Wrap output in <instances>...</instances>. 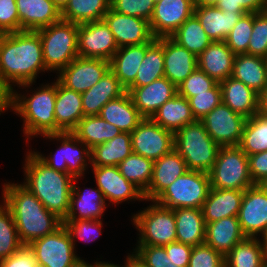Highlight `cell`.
<instances>
[{
	"label": "cell",
	"instance_id": "cell-62",
	"mask_svg": "<svg viewBox=\"0 0 267 267\" xmlns=\"http://www.w3.org/2000/svg\"><path fill=\"white\" fill-rule=\"evenodd\" d=\"M219 0H193L194 6H216Z\"/></svg>",
	"mask_w": 267,
	"mask_h": 267
},
{
	"label": "cell",
	"instance_id": "cell-54",
	"mask_svg": "<svg viewBox=\"0 0 267 267\" xmlns=\"http://www.w3.org/2000/svg\"><path fill=\"white\" fill-rule=\"evenodd\" d=\"M216 7L230 13H257L267 10V0H219Z\"/></svg>",
	"mask_w": 267,
	"mask_h": 267
},
{
	"label": "cell",
	"instance_id": "cell-35",
	"mask_svg": "<svg viewBox=\"0 0 267 267\" xmlns=\"http://www.w3.org/2000/svg\"><path fill=\"white\" fill-rule=\"evenodd\" d=\"M99 116L126 133H131L144 119L128 92L106 103L101 108Z\"/></svg>",
	"mask_w": 267,
	"mask_h": 267
},
{
	"label": "cell",
	"instance_id": "cell-5",
	"mask_svg": "<svg viewBox=\"0 0 267 267\" xmlns=\"http://www.w3.org/2000/svg\"><path fill=\"white\" fill-rule=\"evenodd\" d=\"M219 148L200 120L187 124L174 133V149L184 159L188 170L209 173Z\"/></svg>",
	"mask_w": 267,
	"mask_h": 267
},
{
	"label": "cell",
	"instance_id": "cell-21",
	"mask_svg": "<svg viewBox=\"0 0 267 267\" xmlns=\"http://www.w3.org/2000/svg\"><path fill=\"white\" fill-rule=\"evenodd\" d=\"M19 31H37L61 20V10L51 0H16Z\"/></svg>",
	"mask_w": 267,
	"mask_h": 267
},
{
	"label": "cell",
	"instance_id": "cell-37",
	"mask_svg": "<svg viewBox=\"0 0 267 267\" xmlns=\"http://www.w3.org/2000/svg\"><path fill=\"white\" fill-rule=\"evenodd\" d=\"M225 267H266L267 250L257 237H246L224 257Z\"/></svg>",
	"mask_w": 267,
	"mask_h": 267
},
{
	"label": "cell",
	"instance_id": "cell-68",
	"mask_svg": "<svg viewBox=\"0 0 267 267\" xmlns=\"http://www.w3.org/2000/svg\"><path fill=\"white\" fill-rule=\"evenodd\" d=\"M4 33L0 30V41H1V38L3 37Z\"/></svg>",
	"mask_w": 267,
	"mask_h": 267
},
{
	"label": "cell",
	"instance_id": "cell-29",
	"mask_svg": "<svg viewBox=\"0 0 267 267\" xmlns=\"http://www.w3.org/2000/svg\"><path fill=\"white\" fill-rule=\"evenodd\" d=\"M247 12H224L216 6H195L194 15L212 41H225L228 34Z\"/></svg>",
	"mask_w": 267,
	"mask_h": 267
},
{
	"label": "cell",
	"instance_id": "cell-19",
	"mask_svg": "<svg viewBox=\"0 0 267 267\" xmlns=\"http://www.w3.org/2000/svg\"><path fill=\"white\" fill-rule=\"evenodd\" d=\"M97 188H99L105 200L112 204L134 200H145L143 192L128 181L121 173L118 166H92Z\"/></svg>",
	"mask_w": 267,
	"mask_h": 267
},
{
	"label": "cell",
	"instance_id": "cell-11",
	"mask_svg": "<svg viewBox=\"0 0 267 267\" xmlns=\"http://www.w3.org/2000/svg\"><path fill=\"white\" fill-rule=\"evenodd\" d=\"M28 246L41 267H70L79 258L63 224L53 233L34 240Z\"/></svg>",
	"mask_w": 267,
	"mask_h": 267
},
{
	"label": "cell",
	"instance_id": "cell-52",
	"mask_svg": "<svg viewBox=\"0 0 267 267\" xmlns=\"http://www.w3.org/2000/svg\"><path fill=\"white\" fill-rule=\"evenodd\" d=\"M155 2V0H110V8L120 14L150 21Z\"/></svg>",
	"mask_w": 267,
	"mask_h": 267
},
{
	"label": "cell",
	"instance_id": "cell-63",
	"mask_svg": "<svg viewBox=\"0 0 267 267\" xmlns=\"http://www.w3.org/2000/svg\"><path fill=\"white\" fill-rule=\"evenodd\" d=\"M126 265L124 266H118L117 264H113V263H108V262H98V267H130V255L128 254L127 259H126Z\"/></svg>",
	"mask_w": 267,
	"mask_h": 267
},
{
	"label": "cell",
	"instance_id": "cell-38",
	"mask_svg": "<svg viewBox=\"0 0 267 267\" xmlns=\"http://www.w3.org/2000/svg\"><path fill=\"white\" fill-rule=\"evenodd\" d=\"M133 152L131 134L121 132L113 139L91 149V166H118Z\"/></svg>",
	"mask_w": 267,
	"mask_h": 267
},
{
	"label": "cell",
	"instance_id": "cell-26",
	"mask_svg": "<svg viewBox=\"0 0 267 267\" xmlns=\"http://www.w3.org/2000/svg\"><path fill=\"white\" fill-rule=\"evenodd\" d=\"M126 93L118 78L109 69L89 90L81 94L84 116L99 115L101 108Z\"/></svg>",
	"mask_w": 267,
	"mask_h": 267
},
{
	"label": "cell",
	"instance_id": "cell-50",
	"mask_svg": "<svg viewBox=\"0 0 267 267\" xmlns=\"http://www.w3.org/2000/svg\"><path fill=\"white\" fill-rule=\"evenodd\" d=\"M217 82L198 67L177 87V93L186 99L207 93Z\"/></svg>",
	"mask_w": 267,
	"mask_h": 267
},
{
	"label": "cell",
	"instance_id": "cell-8",
	"mask_svg": "<svg viewBox=\"0 0 267 267\" xmlns=\"http://www.w3.org/2000/svg\"><path fill=\"white\" fill-rule=\"evenodd\" d=\"M210 189L209 173L188 170L167 186L154 201L171 209H202Z\"/></svg>",
	"mask_w": 267,
	"mask_h": 267
},
{
	"label": "cell",
	"instance_id": "cell-9",
	"mask_svg": "<svg viewBox=\"0 0 267 267\" xmlns=\"http://www.w3.org/2000/svg\"><path fill=\"white\" fill-rule=\"evenodd\" d=\"M152 205L132 217L138 229V245L164 246L176 241V221L174 210L166 208L154 200Z\"/></svg>",
	"mask_w": 267,
	"mask_h": 267
},
{
	"label": "cell",
	"instance_id": "cell-42",
	"mask_svg": "<svg viewBox=\"0 0 267 267\" xmlns=\"http://www.w3.org/2000/svg\"><path fill=\"white\" fill-rule=\"evenodd\" d=\"M170 38L197 57L213 42L194 14Z\"/></svg>",
	"mask_w": 267,
	"mask_h": 267
},
{
	"label": "cell",
	"instance_id": "cell-59",
	"mask_svg": "<svg viewBox=\"0 0 267 267\" xmlns=\"http://www.w3.org/2000/svg\"><path fill=\"white\" fill-rule=\"evenodd\" d=\"M10 108V92L0 81V112ZM0 113V115H1Z\"/></svg>",
	"mask_w": 267,
	"mask_h": 267
},
{
	"label": "cell",
	"instance_id": "cell-48",
	"mask_svg": "<svg viewBox=\"0 0 267 267\" xmlns=\"http://www.w3.org/2000/svg\"><path fill=\"white\" fill-rule=\"evenodd\" d=\"M247 54L267 59V10L253 13V28Z\"/></svg>",
	"mask_w": 267,
	"mask_h": 267
},
{
	"label": "cell",
	"instance_id": "cell-56",
	"mask_svg": "<svg viewBox=\"0 0 267 267\" xmlns=\"http://www.w3.org/2000/svg\"><path fill=\"white\" fill-rule=\"evenodd\" d=\"M37 260L28 245H23L8 258L0 260V267H36Z\"/></svg>",
	"mask_w": 267,
	"mask_h": 267
},
{
	"label": "cell",
	"instance_id": "cell-43",
	"mask_svg": "<svg viewBox=\"0 0 267 267\" xmlns=\"http://www.w3.org/2000/svg\"><path fill=\"white\" fill-rule=\"evenodd\" d=\"M246 155L267 151V117L257 113L247 118L238 145Z\"/></svg>",
	"mask_w": 267,
	"mask_h": 267
},
{
	"label": "cell",
	"instance_id": "cell-53",
	"mask_svg": "<svg viewBox=\"0 0 267 267\" xmlns=\"http://www.w3.org/2000/svg\"><path fill=\"white\" fill-rule=\"evenodd\" d=\"M188 267H225L224 256L206 243L192 248Z\"/></svg>",
	"mask_w": 267,
	"mask_h": 267
},
{
	"label": "cell",
	"instance_id": "cell-39",
	"mask_svg": "<svg viewBox=\"0 0 267 267\" xmlns=\"http://www.w3.org/2000/svg\"><path fill=\"white\" fill-rule=\"evenodd\" d=\"M122 131L99 115L84 116L72 133L90 149L118 136Z\"/></svg>",
	"mask_w": 267,
	"mask_h": 267
},
{
	"label": "cell",
	"instance_id": "cell-65",
	"mask_svg": "<svg viewBox=\"0 0 267 267\" xmlns=\"http://www.w3.org/2000/svg\"><path fill=\"white\" fill-rule=\"evenodd\" d=\"M262 244L265 246V249L267 250V228L265 230V232L262 234Z\"/></svg>",
	"mask_w": 267,
	"mask_h": 267
},
{
	"label": "cell",
	"instance_id": "cell-4",
	"mask_svg": "<svg viewBox=\"0 0 267 267\" xmlns=\"http://www.w3.org/2000/svg\"><path fill=\"white\" fill-rule=\"evenodd\" d=\"M10 92V108L23 118V132L26 139L33 136L56 134L54 106L56 101V82L45 84L32 92L31 96ZM28 137V138H27Z\"/></svg>",
	"mask_w": 267,
	"mask_h": 267
},
{
	"label": "cell",
	"instance_id": "cell-16",
	"mask_svg": "<svg viewBox=\"0 0 267 267\" xmlns=\"http://www.w3.org/2000/svg\"><path fill=\"white\" fill-rule=\"evenodd\" d=\"M193 0H158L149 26L154 38L170 37L194 14Z\"/></svg>",
	"mask_w": 267,
	"mask_h": 267
},
{
	"label": "cell",
	"instance_id": "cell-27",
	"mask_svg": "<svg viewBox=\"0 0 267 267\" xmlns=\"http://www.w3.org/2000/svg\"><path fill=\"white\" fill-rule=\"evenodd\" d=\"M77 179L80 177L73 180L70 206L65 220L100 219L107 207L102 191L99 188L80 191L75 185Z\"/></svg>",
	"mask_w": 267,
	"mask_h": 267
},
{
	"label": "cell",
	"instance_id": "cell-57",
	"mask_svg": "<svg viewBox=\"0 0 267 267\" xmlns=\"http://www.w3.org/2000/svg\"><path fill=\"white\" fill-rule=\"evenodd\" d=\"M249 173L254 184L267 178V151L248 155Z\"/></svg>",
	"mask_w": 267,
	"mask_h": 267
},
{
	"label": "cell",
	"instance_id": "cell-31",
	"mask_svg": "<svg viewBox=\"0 0 267 267\" xmlns=\"http://www.w3.org/2000/svg\"><path fill=\"white\" fill-rule=\"evenodd\" d=\"M244 191L211 188L202 211L205 223L238 216Z\"/></svg>",
	"mask_w": 267,
	"mask_h": 267
},
{
	"label": "cell",
	"instance_id": "cell-24",
	"mask_svg": "<svg viewBox=\"0 0 267 267\" xmlns=\"http://www.w3.org/2000/svg\"><path fill=\"white\" fill-rule=\"evenodd\" d=\"M164 77L178 87L197 67V56L163 37Z\"/></svg>",
	"mask_w": 267,
	"mask_h": 267
},
{
	"label": "cell",
	"instance_id": "cell-45",
	"mask_svg": "<svg viewBox=\"0 0 267 267\" xmlns=\"http://www.w3.org/2000/svg\"><path fill=\"white\" fill-rule=\"evenodd\" d=\"M2 204H0V260L8 258L23 246L10 209Z\"/></svg>",
	"mask_w": 267,
	"mask_h": 267
},
{
	"label": "cell",
	"instance_id": "cell-23",
	"mask_svg": "<svg viewBox=\"0 0 267 267\" xmlns=\"http://www.w3.org/2000/svg\"><path fill=\"white\" fill-rule=\"evenodd\" d=\"M54 115L56 134L72 132L84 117L81 94L65 87L58 79Z\"/></svg>",
	"mask_w": 267,
	"mask_h": 267
},
{
	"label": "cell",
	"instance_id": "cell-10",
	"mask_svg": "<svg viewBox=\"0 0 267 267\" xmlns=\"http://www.w3.org/2000/svg\"><path fill=\"white\" fill-rule=\"evenodd\" d=\"M43 137L50 140H61V146L54 155L51 153L48 157L33 151L42 162L50 168L68 173L74 178L84 175L86 168H88L87 164H89L87 161H91V149L87 145L81 142L72 132L47 134Z\"/></svg>",
	"mask_w": 267,
	"mask_h": 267
},
{
	"label": "cell",
	"instance_id": "cell-49",
	"mask_svg": "<svg viewBox=\"0 0 267 267\" xmlns=\"http://www.w3.org/2000/svg\"><path fill=\"white\" fill-rule=\"evenodd\" d=\"M63 225L71 236L74 249L77 238L86 243L95 241L101 234V229L103 227L101 219L64 220Z\"/></svg>",
	"mask_w": 267,
	"mask_h": 267
},
{
	"label": "cell",
	"instance_id": "cell-1",
	"mask_svg": "<svg viewBox=\"0 0 267 267\" xmlns=\"http://www.w3.org/2000/svg\"><path fill=\"white\" fill-rule=\"evenodd\" d=\"M48 71L44 65L42 44L36 31L5 33L0 41V81L11 92L30 87L38 74ZM13 83V84H12Z\"/></svg>",
	"mask_w": 267,
	"mask_h": 267
},
{
	"label": "cell",
	"instance_id": "cell-33",
	"mask_svg": "<svg viewBox=\"0 0 267 267\" xmlns=\"http://www.w3.org/2000/svg\"><path fill=\"white\" fill-rule=\"evenodd\" d=\"M176 221V241L195 247L205 243L206 223L200 208L173 209Z\"/></svg>",
	"mask_w": 267,
	"mask_h": 267
},
{
	"label": "cell",
	"instance_id": "cell-14",
	"mask_svg": "<svg viewBox=\"0 0 267 267\" xmlns=\"http://www.w3.org/2000/svg\"><path fill=\"white\" fill-rule=\"evenodd\" d=\"M118 48L113 33L103 20L78 24L79 57L110 61Z\"/></svg>",
	"mask_w": 267,
	"mask_h": 267
},
{
	"label": "cell",
	"instance_id": "cell-15",
	"mask_svg": "<svg viewBox=\"0 0 267 267\" xmlns=\"http://www.w3.org/2000/svg\"><path fill=\"white\" fill-rule=\"evenodd\" d=\"M109 69L107 60L77 57L59 72L57 79L65 87L82 94L100 81Z\"/></svg>",
	"mask_w": 267,
	"mask_h": 267
},
{
	"label": "cell",
	"instance_id": "cell-46",
	"mask_svg": "<svg viewBox=\"0 0 267 267\" xmlns=\"http://www.w3.org/2000/svg\"><path fill=\"white\" fill-rule=\"evenodd\" d=\"M253 28V13L241 16L228 34L225 42L235 55L247 54Z\"/></svg>",
	"mask_w": 267,
	"mask_h": 267
},
{
	"label": "cell",
	"instance_id": "cell-17",
	"mask_svg": "<svg viewBox=\"0 0 267 267\" xmlns=\"http://www.w3.org/2000/svg\"><path fill=\"white\" fill-rule=\"evenodd\" d=\"M241 229L246 237H257L267 228V194L255 184L244 191L238 214Z\"/></svg>",
	"mask_w": 267,
	"mask_h": 267
},
{
	"label": "cell",
	"instance_id": "cell-2",
	"mask_svg": "<svg viewBox=\"0 0 267 267\" xmlns=\"http://www.w3.org/2000/svg\"><path fill=\"white\" fill-rule=\"evenodd\" d=\"M2 189V202L12 213L23 245H29L34 240L53 233L63 224L22 184L8 182L4 183Z\"/></svg>",
	"mask_w": 267,
	"mask_h": 267
},
{
	"label": "cell",
	"instance_id": "cell-30",
	"mask_svg": "<svg viewBox=\"0 0 267 267\" xmlns=\"http://www.w3.org/2000/svg\"><path fill=\"white\" fill-rule=\"evenodd\" d=\"M222 91V102L246 118L259 113V97L254 90L242 81L228 77L219 83Z\"/></svg>",
	"mask_w": 267,
	"mask_h": 267
},
{
	"label": "cell",
	"instance_id": "cell-6",
	"mask_svg": "<svg viewBox=\"0 0 267 267\" xmlns=\"http://www.w3.org/2000/svg\"><path fill=\"white\" fill-rule=\"evenodd\" d=\"M41 39L44 65L59 73L78 55V24L60 20L36 31Z\"/></svg>",
	"mask_w": 267,
	"mask_h": 267
},
{
	"label": "cell",
	"instance_id": "cell-18",
	"mask_svg": "<svg viewBox=\"0 0 267 267\" xmlns=\"http://www.w3.org/2000/svg\"><path fill=\"white\" fill-rule=\"evenodd\" d=\"M102 20L113 33L119 48L141 45L154 38L149 21L143 18L120 14L109 8Z\"/></svg>",
	"mask_w": 267,
	"mask_h": 267
},
{
	"label": "cell",
	"instance_id": "cell-41",
	"mask_svg": "<svg viewBox=\"0 0 267 267\" xmlns=\"http://www.w3.org/2000/svg\"><path fill=\"white\" fill-rule=\"evenodd\" d=\"M109 8L110 0H69L61 19L76 24L101 21Z\"/></svg>",
	"mask_w": 267,
	"mask_h": 267
},
{
	"label": "cell",
	"instance_id": "cell-40",
	"mask_svg": "<svg viewBox=\"0 0 267 267\" xmlns=\"http://www.w3.org/2000/svg\"><path fill=\"white\" fill-rule=\"evenodd\" d=\"M161 77H164L163 37L148 42V49L130 87L146 86Z\"/></svg>",
	"mask_w": 267,
	"mask_h": 267
},
{
	"label": "cell",
	"instance_id": "cell-51",
	"mask_svg": "<svg viewBox=\"0 0 267 267\" xmlns=\"http://www.w3.org/2000/svg\"><path fill=\"white\" fill-rule=\"evenodd\" d=\"M188 101L193 116L196 120H200L222 102L221 86L217 83L212 89L208 90L207 93L192 96Z\"/></svg>",
	"mask_w": 267,
	"mask_h": 267
},
{
	"label": "cell",
	"instance_id": "cell-25",
	"mask_svg": "<svg viewBox=\"0 0 267 267\" xmlns=\"http://www.w3.org/2000/svg\"><path fill=\"white\" fill-rule=\"evenodd\" d=\"M236 55L225 41H213L198 57V68L220 83L231 77Z\"/></svg>",
	"mask_w": 267,
	"mask_h": 267
},
{
	"label": "cell",
	"instance_id": "cell-32",
	"mask_svg": "<svg viewBox=\"0 0 267 267\" xmlns=\"http://www.w3.org/2000/svg\"><path fill=\"white\" fill-rule=\"evenodd\" d=\"M231 77L260 95L267 87V59L248 54L236 55Z\"/></svg>",
	"mask_w": 267,
	"mask_h": 267
},
{
	"label": "cell",
	"instance_id": "cell-22",
	"mask_svg": "<svg viewBox=\"0 0 267 267\" xmlns=\"http://www.w3.org/2000/svg\"><path fill=\"white\" fill-rule=\"evenodd\" d=\"M188 171L186 162L173 148L166 155L154 161L152 179L143 193L146 201H153L167 186Z\"/></svg>",
	"mask_w": 267,
	"mask_h": 267
},
{
	"label": "cell",
	"instance_id": "cell-12",
	"mask_svg": "<svg viewBox=\"0 0 267 267\" xmlns=\"http://www.w3.org/2000/svg\"><path fill=\"white\" fill-rule=\"evenodd\" d=\"M247 118L221 102L200 121L219 146H238Z\"/></svg>",
	"mask_w": 267,
	"mask_h": 267
},
{
	"label": "cell",
	"instance_id": "cell-20",
	"mask_svg": "<svg viewBox=\"0 0 267 267\" xmlns=\"http://www.w3.org/2000/svg\"><path fill=\"white\" fill-rule=\"evenodd\" d=\"M133 104L143 118H152L158 109L177 93V87L165 77H161L142 87H129Z\"/></svg>",
	"mask_w": 267,
	"mask_h": 267
},
{
	"label": "cell",
	"instance_id": "cell-44",
	"mask_svg": "<svg viewBox=\"0 0 267 267\" xmlns=\"http://www.w3.org/2000/svg\"><path fill=\"white\" fill-rule=\"evenodd\" d=\"M153 164L152 160L132 152L119 163L118 168L128 181L144 193L152 179Z\"/></svg>",
	"mask_w": 267,
	"mask_h": 267
},
{
	"label": "cell",
	"instance_id": "cell-67",
	"mask_svg": "<svg viewBox=\"0 0 267 267\" xmlns=\"http://www.w3.org/2000/svg\"><path fill=\"white\" fill-rule=\"evenodd\" d=\"M130 267H141L139 264L135 262V259L131 254H130Z\"/></svg>",
	"mask_w": 267,
	"mask_h": 267
},
{
	"label": "cell",
	"instance_id": "cell-47",
	"mask_svg": "<svg viewBox=\"0 0 267 267\" xmlns=\"http://www.w3.org/2000/svg\"><path fill=\"white\" fill-rule=\"evenodd\" d=\"M136 246L131 255L141 267H178L169 259L164 246Z\"/></svg>",
	"mask_w": 267,
	"mask_h": 267
},
{
	"label": "cell",
	"instance_id": "cell-64",
	"mask_svg": "<svg viewBox=\"0 0 267 267\" xmlns=\"http://www.w3.org/2000/svg\"><path fill=\"white\" fill-rule=\"evenodd\" d=\"M60 10H62L69 0H51Z\"/></svg>",
	"mask_w": 267,
	"mask_h": 267
},
{
	"label": "cell",
	"instance_id": "cell-60",
	"mask_svg": "<svg viewBox=\"0 0 267 267\" xmlns=\"http://www.w3.org/2000/svg\"><path fill=\"white\" fill-rule=\"evenodd\" d=\"M259 113L267 116V87L259 97Z\"/></svg>",
	"mask_w": 267,
	"mask_h": 267
},
{
	"label": "cell",
	"instance_id": "cell-36",
	"mask_svg": "<svg viewBox=\"0 0 267 267\" xmlns=\"http://www.w3.org/2000/svg\"><path fill=\"white\" fill-rule=\"evenodd\" d=\"M151 119L173 133L196 121L188 99L178 93L165 102Z\"/></svg>",
	"mask_w": 267,
	"mask_h": 267
},
{
	"label": "cell",
	"instance_id": "cell-13",
	"mask_svg": "<svg viewBox=\"0 0 267 267\" xmlns=\"http://www.w3.org/2000/svg\"><path fill=\"white\" fill-rule=\"evenodd\" d=\"M130 134L133 152L153 162L174 148V133L151 118H144Z\"/></svg>",
	"mask_w": 267,
	"mask_h": 267
},
{
	"label": "cell",
	"instance_id": "cell-3",
	"mask_svg": "<svg viewBox=\"0 0 267 267\" xmlns=\"http://www.w3.org/2000/svg\"><path fill=\"white\" fill-rule=\"evenodd\" d=\"M23 186L33 193L51 213L64 221L67 217L74 177L54 170L29 151L25 159Z\"/></svg>",
	"mask_w": 267,
	"mask_h": 267
},
{
	"label": "cell",
	"instance_id": "cell-58",
	"mask_svg": "<svg viewBox=\"0 0 267 267\" xmlns=\"http://www.w3.org/2000/svg\"><path fill=\"white\" fill-rule=\"evenodd\" d=\"M164 248L174 264L178 267H188L192 246L175 241L164 245Z\"/></svg>",
	"mask_w": 267,
	"mask_h": 267
},
{
	"label": "cell",
	"instance_id": "cell-61",
	"mask_svg": "<svg viewBox=\"0 0 267 267\" xmlns=\"http://www.w3.org/2000/svg\"><path fill=\"white\" fill-rule=\"evenodd\" d=\"M70 267H98V261L94 264H89L79 257Z\"/></svg>",
	"mask_w": 267,
	"mask_h": 267
},
{
	"label": "cell",
	"instance_id": "cell-66",
	"mask_svg": "<svg viewBox=\"0 0 267 267\" xmlns=\"http://www.w3.org/2000/svg\"><path fill=\"white\" fill-rule=\"evenodd\" d=\"M259 186L265 191L267 194V178L264 179L262 182L259 183Z\"/></svg>",
	"mask_w": 267,
	"mask_h": 267
},
{
	"label": "cell",
	"instance_id": "cell-34",
	"mask_svg": "<svg viewBox=\"0 0 267 267\" xmlns=\"http://www.w3.org/2000/svg\"><path fill=\"white\" fill-rule=\"evenodd\" d=\"M147 49L148 43L121 47L110 59V70L126 90L134 83Z\"/></svg>",
	"mask_w": 267,
	"mask_h": 267
},
{
	"label": "cell",
	"instance_id": "cell-7",
	"mask_svg": "<svg viewBox=\"0 0 267 267\" xmlns=\"http://www.w3.org/2000/svg\"><path fill=\"white\" fill-rule=\"evenodd\" d=\"M209 177L213 189L245 191L255 185L249 173L248 156L239 146H220Z\"/></svg>",
	"mask_w": 267,
	"mask_h": 267
},
{
	"label": "cell",
	"instance_id": "cell-55",
	"mask_svg": "<svg viewBox=\"0 0 267 267\" xmlns=\"http://www.w3.org/2000/svg\"><path fill=\"white\" fill-rule=\"evenodd\" d=\"M0 30L4 34L19 32L16 0H0Z\"/></svg>",
	"mask_w": 267,
	"mask_h": 267
},
{
	"label": "cell",
	"instance_id": "cell-28",
	"mask_svg": "<svg viewBox=\"0 0 267 267\" xmlns=\"http://www.w3.org/2000/svg\"><path fill=\"white\" fill-rule=\"evenodd\" d=\"M245 238L238 216L222 218L206 224L205 243L224 257Z\"/></svg>",
	"mask_w": 267,
	"mask_h": 267
}]
</instances>
